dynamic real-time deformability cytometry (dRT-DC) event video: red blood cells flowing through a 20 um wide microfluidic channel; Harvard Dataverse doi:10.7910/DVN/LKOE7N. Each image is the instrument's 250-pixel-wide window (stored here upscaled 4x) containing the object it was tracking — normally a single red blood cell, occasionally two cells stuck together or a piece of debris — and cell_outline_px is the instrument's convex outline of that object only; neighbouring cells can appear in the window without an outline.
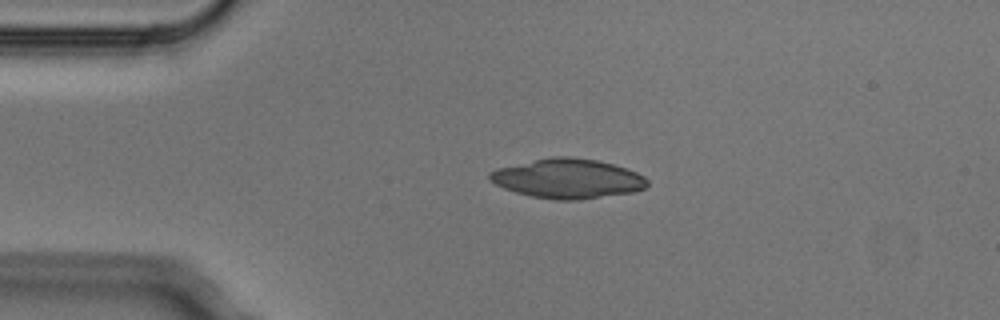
{"species": "Egyptian fruit bat (a non-hibernating species)", "species_latin": "Rousettus aegyptiacus", "temperature_condition": "cold", "stored_images_in_passage": 2, "camera_frame_rate_fps": 3000, "um_per_image_px": 0.085, "animal": {"sex": "male"}, "frame": {"image": 1, "passage_image": 1, "time_ms": 0.0, "image_size_px": [1000, 320], "cell_outline_px": [[648, 184], [644, 188], [632, 192], [580, 200], [556, 200], [532, 196], [516, 192], [504, 188], [488, 180], [488, 172], [496, 168], [552, 156], [572, 156], [596, 160], [612, 164], [636, 172], [644, 176], [648, 180]], "centroid_in_image_um": [48.23, 15.17], "position_along_channel_um": 36.8, "area_um2": 36.3}}